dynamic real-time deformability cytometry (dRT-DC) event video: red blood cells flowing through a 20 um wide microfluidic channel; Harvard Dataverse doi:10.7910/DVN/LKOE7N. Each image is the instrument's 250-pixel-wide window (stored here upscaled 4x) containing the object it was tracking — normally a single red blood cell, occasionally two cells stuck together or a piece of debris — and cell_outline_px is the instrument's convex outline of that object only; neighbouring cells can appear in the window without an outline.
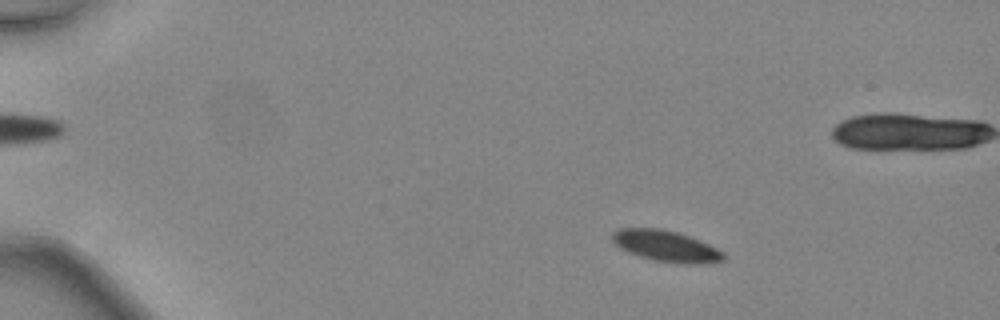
{"species": "common noctule bat (a hibernating species)", "species_latin": "Nyctalus noctula", "temperature_condition": "warm", "stored_images_in_passage": 48, "camera_frame_rate_fps": 3000, "um_per_image_px": 0.085, "animal": {"sex": "female", "body_mass_g": 24.6, "forearm_length_mm": 56.2}, "frame": {"image": 1, "passage_image": 8, "time_ms": 2.333, "image_size_px": [1000, 320], "cell_outline_px": [[728, 256], [724, 260], [700, 264], [684, 264], [652, 260], [628, 252], [620, 248], [612, 240], [612, 232], [620, 228], [660, 228], [676, 232], [688, 236], [708, 244], [724, 252]], "centroid_in_image_um": [56.62, 20.92], "position_along_channel_um": 28.4, "area_um2": 20.17}}
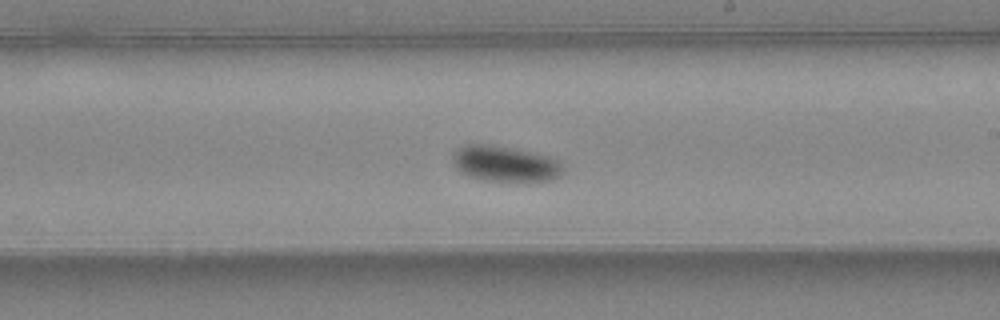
{"frame": {"image": 2, "passage_image": 29, "time_ms": 9.333, "image_size_px": [1000, 320], "cell_outline_px": [[564, 172], [560, 176], [552, 180], [524, 184], [488, 180], [468, 176], [460, 172], [456, 168], [452, 160], [452, 152], [464, 144], [484, 144], [508, 148], [552, 156], [564, 168]], "centroid_in_image_um": [42.96, 13.97], "position_along_channel_um": 246.0, "area_um2": 23.58}}
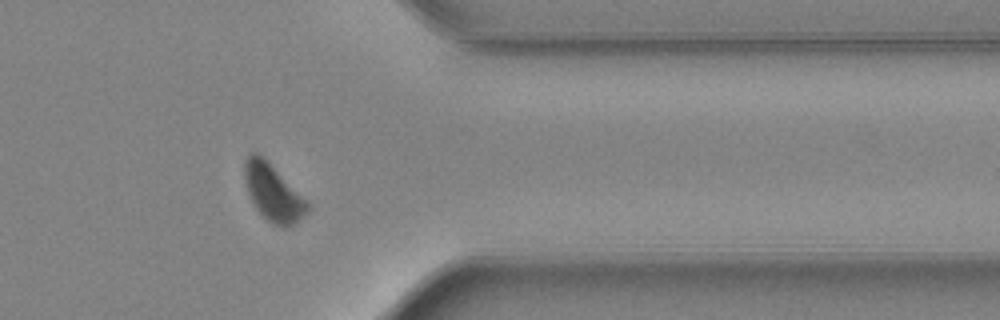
{"frame": {"image": 3, "passage_image": 39, "time_ms": 12.667, "image_size_px": [1000, 320], "cell_outline_px": [[312, 208], [292, 224], [284, 228], [272, 224], [256, 208], [248, 192], [244, 176], [244, 160], [248, 152], [256, 152], [264, 156], [312, 204]], "centroid_in_image_um": [23.23, 16.32], "position_along_channel_um": 388.2, "area_um2": 21.1}, "authors_computed_cell_mechanics": {"area_um2": 21.5594, "velocity_mm_per_s": 4.4903, "shape_relaxation_time_tau1_ms": 4.0879, "shape_relaxation_time_tau2_ms": null, "deformation_change_tau1": 0.1386, "deformation_change_tau2": null}}